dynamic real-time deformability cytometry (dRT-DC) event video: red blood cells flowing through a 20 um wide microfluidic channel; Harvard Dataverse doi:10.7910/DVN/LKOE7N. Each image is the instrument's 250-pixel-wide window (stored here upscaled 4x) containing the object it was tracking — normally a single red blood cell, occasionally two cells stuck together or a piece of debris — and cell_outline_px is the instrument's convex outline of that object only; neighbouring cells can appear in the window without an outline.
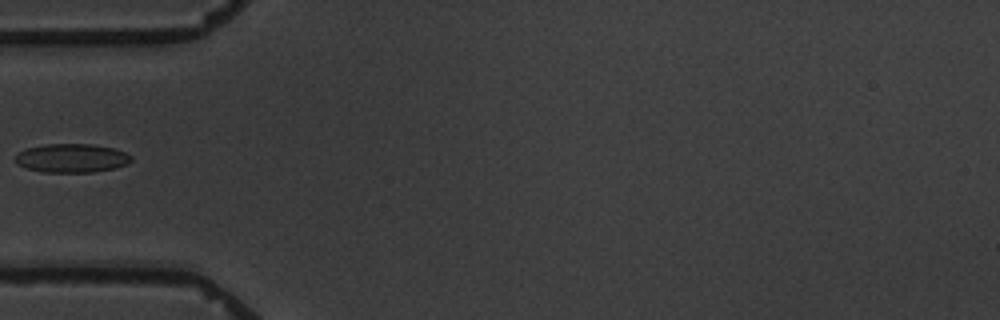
{"species": "common noctule bat (a hibernating species)", "species_latin": "Nyctalus noctula", "temperature_condition": "warm", "stored_images_in_passage": 6, "camera_frame_rate_fps": 3000, "um_per_image_px": 0.085, "animal": {"sex": "male", "body_mass_g": 19.5, "forearm_length_mm": 54.6}, "frame": {"image": 1, "passage_image": 4, "time_ms": 3.667, "image_size_px": [1000, 320], "cell_outline_px": [[132, 160], [128, 164], [116, 168], [92, 172], [44, 172], [24, 168], [16, 160], [16, 156], [20, 152], [28, 148], [44, 144], [92, 144], [112, 148], [124, 152], [132, 156]], "centroid_in_image_um": [6.13, 13.44], "position_along_channel_um": 78.9, "area_um2": 19.31}}
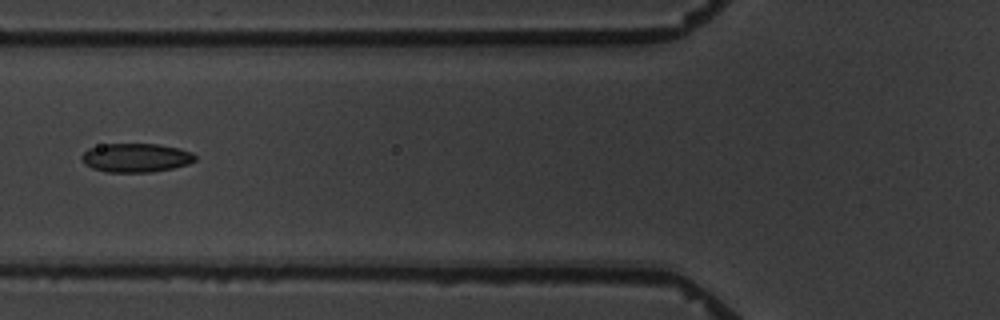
{"frame": {"image": 2, "passage_image": 5, "time_ms": 4.667, "image_size_px": [1000, 320], "cell_outline_px": [[196, 160], [188, 164], [172, 168], [152, 172], [108, 172], [92, 168], [84, 164], [80, 156], [88, 148], [104, 144], [160, 144], [180, 148], [192, 152], [196, 156]], "centroid_in_image_um": [11.56, 13.4], "position_along_channel_um": 114.2, "area_um2": 19.19}}
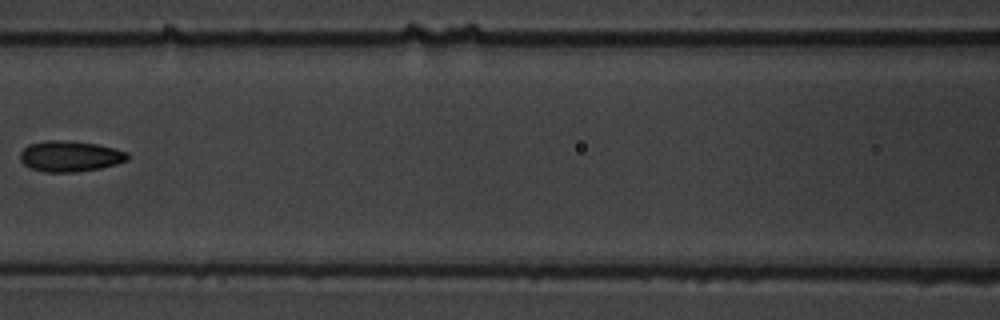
{"frame": {"image": 3, "passage_image": 6, "time_ms": 6.0, "image_size_px": [1000, 320], "cell_outline_px": [[128, 160], [116, 164], [100, 168], [76, 172], [44, 172], [32, 168], [24, 164], [20, 160], [20, 152], [28, 144], [48, 140], [72, 140], [96, 144], [116, 148], [128, 152]], "centroid_in_image_um": [5.96, 13.27], "position_along_channel_um": 160.6, "area_um2": 19.42}}